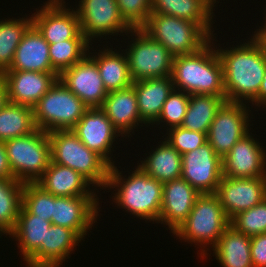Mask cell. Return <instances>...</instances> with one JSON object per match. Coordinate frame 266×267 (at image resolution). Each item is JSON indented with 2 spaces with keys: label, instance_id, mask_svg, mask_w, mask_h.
<instances>
[{
  "label": "cell",
  "instance_id": "1",
  "mask_svg": "<svg viewBox=\"0 0 266 267\" xmlns=\"http://www.w3.org/2000/svg\"><path fill=\"white\" fill-rule=\"evenodd\" d=\"M236 46L216 50L223 66V85L227 102L249 105L259 94L266 61L261 47L251 36ZM245 101V102H244ZM249 102V103H248Z\"/></svg>",
  "mask_w": 266,
  "mask_h": 267
},
{
  "label": "cell",
  "instance_id": "2",
  "mask_svg": "<svg viewBox=\"0 0 266 267\" xmlns=\"http://www.w3.org/2000/svg\"><path fill=\"white\" fill-rule=\"evenodd\" d=\"M214 37L194 54L174 56L171 73L174 89L189 95L225 96L223 66Z\"/></svg>",
  "mask_w": 266,
  "mask_h": 267
},
{
  "label": "cell",
  "instance_id": "3",
  "mask_svg": "<svg viewBox=\"0 0 266 267\" xmlns=\"http://www.w3.org/2000/svg\"><path fill=\"white\" fill-rule=\"evenodd\" d=\"M123 171L117 166H110L109 177L105 189L116 190L112 200L117 207L123 208L130 215H133L145 222H156L158 224L161 205L163 183L151 178L138 166L128 178L122 175ZM123 176V177H122Z\"/></svg>",
  "mask_w": 266,
  "mask_h": 267
},
{
  "label": "cell",
  "instance_id": "4",
  "mask_svg": "<svg viewBox=\"0 0 266 267\" xmlns=\"http://www.w3.org/2000/svg\"><path fill=\"white\" fill-rule=\"evenodd\" d=\"M230 225L218 197L215 194H200L187 219L177 228L173 236L185 242L200 246V256L206 258V248L211 249ZM208 245V246H207ZM212 245V246H211Z\"/></svg>",
  "mask_w": 266,
  "mask_h": 267
},
{
  "label": "cell",
  "instance_id": "5",
  "mask_svg": "<svg viewBox=\"0 0 266 267\" xmlns=\"http://www.w3.org/2000/svg\"><path fill=\"white\" fill-rule=\"evenodd\" d=\"M48 136L51 162L70 167L94 187L105 189L110 165L100 155L87 148L71 130H55Z\"/></svg>",
  "mask_w": 266,
  "mask_h": 267
},
{
  "label": "cell",
  "instance_id": "6",
  "mask_svg": "<svg viewBox=\"0 0 266 267\" xmlns=\"http://www.w3.org/2000/svg\"><path fill=\"white\" fill-rule=\"evenodd\" d=\"M140 29L173 56L194 54L211 38L197 23L160 13H151Z\"/></svg>",
  "mask_w": 266,
  "mask_h": 267
},
{
  "label": "cell",
  "instance_id": "7",
  "mask_svg": "<svg viewBox=\"0 0 266 267\" xmlns=\"http://www.w3.org/2000/svg\"><path fill=\"white\" fill-rule=\"evenodd\" d=\"M11 171L15 180L36 183L51 163V147L48 133L34 132L4 142Z\"/></svg>",
  "mask_w": 266,
  "mask_h": 267
},
{
  "label": "cell",
  "instance_id": "8",
  "mask_svg": "<svg viewBox=\"0 0 266 267\" xmlns=\"http://www.w3.org/2000/svg\"><path fill=\"white\" fill-rule=\"evenodd\" d=\"M88 107L59 79L33 107L37 129L47 133L71 130Z\"/></svg>",
  "mask_w": 266,
  "mask_h": 267
},
{
  "label": "cell",
  "instance_id": "9",
  "mask_svg": "<svg viewBox=\"0 0 266 267\" xmlns=\"http://www.w3.org/2000/svg\"><path fill=\"white\" fill-rule=\"evenodd\" d=\"M128 34L135 36L124 50L134 82L171 76L174 56L163 44L152 40L141 29H132Z\"/></svg>",
  "mask_w": 266,
  "mask_h": 267
},
{
  "label": "cell",
  "instance_id": "10",
  "mask_svg": "<svg viewBox=\"0 0 266 267\" xmlns=\"http://www.w3.org/2000/svg\"><path fill=\"white\" fill-rule=\"evenodd\" d=\"M76 6L82 34L92 43L94 38L128 33L133 29L121 16L116 0H80Z\"/></svg>",
  "mask_w": 266,
  "mask_h": 267
},
{
  "label": "cell",
  "instance_id": "11",
  "mask_svg": "<svg viewBox=\"0 0 266 267\" xmlns=\"http://www.w3.org/2000/svg\"><path fill=\"white\" fill-rule=\"evenodd\" d=\"M249 108V105L247 106L245 103L225 101L217 110L207 139L211 148L221 159L250 132L251 124L249 122L252 117Z\"/></svg>",
  "mask_w": 266,
  "mask_h": 267
},
{
  "label": "cell",
  "instance_id": "12",
  "mask_svg": "<svg viewBox=\"0 0 266 267\" xmlns=\"http://www.w3.org/2000/svg\"><path fill=\"white\" fill-rule=\"evenodd\" d=\"M66 4L65 0H47L32 14V24L49 44L66 40H88L81 32L75 9L66 7Z\"/></svg>",
  "mask_w": 266,
  "mask_h": 267
},
{
  "label": "cell",
  "instance_id": "13",
  "mask_svg": "<svg viewBox=\"0 0 266 267\" xmlns=\"http://www.w3.org/2000/svg\"><path fill=\"white\" fill-rule=\"evenodd\" d=\"M181 177L200 194H215L222 179V159L207 142L182 155Z\"/></svg>",
  "mask_w": 266,
  "mask_h": 267
},
{
  "label": "cell",
  "instance_id": "14",
  "mask_svg": "<svg viewBox=\"0 0 266 267\" xmlns=\"http://www.w3.org/2000/svg\"><path fill=\"white\" fill-rule=\"evenodd\" d=\"M71 131L87 148L100 155L110 166L115 165V161L109 155L113 153V143L121 134L101 108H88Z\"/></svg>",
  "mask_w": 266,
  "mask_h": 267
},
{
  "label": "cell",
  "instance_id": "15",
  "mask_svg": "<svg viewBox=\"0 0 266 267\" xmlns=\"http://www.w3.org/2000/svg\"><path fill=\"white\" fill-rule=\"evenodd\" d=\"M58 79L88 108H101L108 95L98 66L88 54L72 67L63 70Z\"/></svg>",
  "mask_w": 266,
  "mask_h": 267
},
{
  "label": "cell",
  "instance_id": "16",
  "mask_svg": "<svg viewBox=\"0 0 266 267\" xmlns=\"http://www.w3.org/2000/svg\"><path fill=\"white\" fill-rule=\"evenodd\" d=\"M215 195L229 219L266 198V177L230 178L222 176Z\"/></svg>",
  "mask_w": 266,
  "mask_h": 267
},
{
  "label": "cell",
  "instance_id": "17",
  "mask_svg": "<svg viewBox=\"0 0 266 267\" xmlns=\"http://www.w3.org/2000/svg\"><path fill=\"white\" fill-rule=\"evenodd\" d=\"M98 200V201H97ZM98 196L63 197L53 195L51 223L74 230L82 239L99 216ZM91 228V229H90Z\"/></svg>",
  "mask_w": 266,
  "mask_h": 267
},
{
  "label": "cell",
  "instance_id": "18",
  "mask_svg": "<svg viewBox=\"0 0 266 267\" xmlns=\"http://www.w3.org/2000/svg\"><path fill=\"white\" fill-rule=\"evenodd\" d=\"M251 132L240 139L222 158V176L266 177V150Z\"/></svg>",
  "mask_w": 266,
  "mask_h": 267
},
{
  "label": "cell",
  "instance_id": "19",
  "mask_svg": "<svg viewBox=\"0 0 266 267\" xmlns=\"http://www.w3.org/2000/svg\"><path fill=\"white\" fill-rule=\"evenodd\" d=\"M9 102L34 107L58 80V72L5 70L1 73Z\"/></svg>",
  "mask_w": 266,
  "mask_h": 267
},
{
  "label": "cell",
  "instance_id": "20",
  "mask_svg": "<svg viewBox=\"0 0 266 267\" xmlns=\"http://www.w3.org/2000/svg\"><path fill=\"white\" fill-rule=\"evenodd\" d=\"M200 193L182 177L163 183L162 205L158 223L168 225L170 233L187 219Z\"/></svg>",
  "mask_w": 266,
  "mask_h": 267
},
{
  "label": "cell",
  "instance_id": "21",
  "mask_svg": "<svg viewBox=\"0 0 266 267\" xmlns=\"http://www.w3.org/2000/svg\"><path fill=\"white\" fill-rule=\"evenodd\" d=\"M101 109L119 131L121 138L132 137L131 132L135 133L134 129H138V126L148 127L139 115L137 97L132 85L125 89L108 92Z\"/></svg>",
  "mask_w": 266,
  "mask_h": 267
},
{
  "label": "cell",
  "instance_id": "22",
  "mask_svg": "<svg viewBox=\"0 0 266 267\" xmlns=\"http://www.w3.org/2000/svg\"><path fill=\"white\" fill-rule=\"evenodd\" d=\"M7 70L57 72L51 65L49 43L33 24L24 33Z\"/></svg>",
  "mask_w": 266,
  "mask_h": 267
},
{
  "label": "cell",
  "instance_id": "23",
  "mask_svg": "<svg viewBox=\"0 0 266 267\" xmlns=\"http://www.w3.org/2000/svg\"><path fill=\"white\" fill-rule=\"evenodd\" d=\"M36 183L54 196H97V187L90 188L93 185L79 172L53 162Z\"/></svg>",
  "mask_w": 266,
  "mask_h": 267
},
{
  "label": "cell",
  "instance_id": "24",
  "mask_svg": "<svg viewBox=\"0 0 266 267\" xmlns=\"http://www.w3.org/2000/svg\"><path fill=\"white\" fill-rule=\"evenodd\" d=\"M141 119L152 125L160 116L168 95L174 89L171 76L148 78L133 82Z\"/></svg>",
  "mask_w": 266,
  "mask_h": 267
},
{
  "label": "cell",
  "instance_id": "25",
  "mask_svg": "<svg viewBox=\"0 0 266 267\" xmlns=\"http://www.w3.org/2000/svg\"><path fill=\"white\" fill-rule=\"evenodd\" d=\"M107 46L97 52L88 51V55L96 62L98 71L107 92L130 87L133 80L130 76L128 61L125 53L120 50L113 51ZM91 54V55H90ZM93 54V55H92Z\"/></svg>",
  "mask_w": 266,
  "mask_h": 267
},
{
  "label": "cell",
  "instance_id": "26",
  "mask_svg": "<svg viewBox=\"0 0 266 267\" xmlns=\"http://www.w3.org/2000/svg\"><path fill=\"white\" fill-rule=\"evenodd\" d=\"M83 239L72 229L51 224L47 229L45 243L25 263L62 264Z\"/></svg>",
  "mask_w": 266,
  "mask_h": 267
},
{
  "label": "cell",
  "instance_id": "27",
  "mask_svg": "<svg viewBox=\"0 0 266 267\" xmlns=\"http://www.w3.org/2000/svg\"><path fill=\"white\" fill-rule=\"evenodd\" d=\"M51 222L31 214L23 205L19 211L16 225L9 234L14 238L23 256V261H28L45 243L47 229Z\"/></svg>",
  "mask_w": 266,
  "mask_h": 267
},
{
  "label": "cell",
  "instance_id": "28",
  "mask_svg": "<svg viewBox=\"0 0 266 267\" xmlns=\"http://www.w3.org/2000/svg\"><path fill=\"white\" fill-rule=\"evenodd\" d=\"M160 143V144H159ZM149 156L137 163L138 167L151 178L161 183L181 177L182 155L165 139L158 146L151 148Z\"/></svg>",
  "mask_w": 266,
  "mask_h": 267
},
{
  "label": "cell",
  "instance_id": "29",
  "mask_svg": "<svg viewBox=\"0 0 266 267\" xmlns=\"http://www.w3.org/2000/svg\"><path fill=\"white\" fill-rule=\"evenodd\" d=\"M151 13L171 15L197 23L213 37V10L202 0H152Z\"/></svg>",
  "mask_w": 266,
  "mask_h": 267
},
{
  "label": "cell",
  "instance_id": "30",
  "mask_svg": "<svg viewBox=\"0 0 266 267\" xmlns=\"http://www.w3.org/2000/svg\"><path fill=\"white\" fill-rule=\"evenodd\" d=\"M250 244L251 237L229 225L212 251L222 267H253Z\"/></svg>",
  "mask_w": 266,
  "mask_h": 267
},
{
  "label": "cell",
  "instance_id": "31",
  "mask_svg": "<svg viewBox=\"0 0 266 267\" xmlns=\"http://www.w3.org/2000/svg\"><path fill=\"white\" fill-rule=\"evenodd\" d=\"M226 101L225 96L190 95L186 114L181 127L208 134L217 110Z\"/></svg>",
  "mask_w": 266,
  "mask_h": 267
},
{
  "label": "cell",
  "instance_id": "32",
  "mask_svg": "<svg viewBox=\"0 0 266 267\" xmlns=\"http://www.w3.org/2000/svg\"><path fill=\"white\" fill-rule=\"evenodd\" d=\"M36 129L32 107L8 101L0 110V142L28 135Z\"/></svg>",
  "mask_w": 266,
  "mask_h": 267
},
{
  "label": "cell",
  "instance_id": "33",
  "mask_svg": "<svg viewBox=\"0 0 266 267\" xmlns=\"http://www.w3.org/2000/svg\"><path fill=\"white\" fill-rule=\"evenodd\" d=\"M25 17L0 19V74L11 66L16 48L32 25V15Z\"/></svg>",
  "mask_w": 266,
  "mask_h": 267
},
{
  "label": "cell",
  "instance_id": "34",
  "mask_svg": "<svg viewBox=\"0 0 266 267\" xmlns=\"http://www.w3.org/2000/svg\"><path fill=\"white\" fill-rule=\"evenodd\" d=\"M22 182L0 179V226L8 233L13 231L22 206Z\"/></svg>",
  "mask_w": 266,
  "mask_h": 267
},
{
  "label": "cell",
  "instance_id": "35",
  "mask_svg": "<svg viewBox=\"0 0 266 267\" xmlns=\"http://www.w3.org/2000/svg\"><path fill=\"white\" fill-rule=\"evenodd\" d=\"M89 40H66L49 44V56L52 67L60 74L81 61L92 49Z\"/></svg>",
  "mask_w": 266,
  "mask_h": 267
},
{
  "label": "cell",
  "instance_id": "36",
  "mask_svg": "<svg viewBox=\"0 0 266 267\" xmlns=\"http://www.w3.org/2000/svg\"><path fill=\"white\" fill-rule=\"evenodd\" d=\"M230 225L249 237L266 233V198L254 207L236 214L230 219Z\"/></svg>",
  "mask_w": 266,
  "mask_h": 267
},
{
  "label": "cell",
  "instance_id": "37",
  "mask_svg": "<svg viewBox=\"0 0 266 267\" xmlns=\"http://www.w3.org/2000/svg\"><path fill=\"white\" fill-rule=\"evenodd\" d=\"M22 205L33 215L51 222L53 195L37 183H24Z\"/></svg>",
  "mask_w": 266,
  "mask_h": 267
},
{
  "label": "cell",
  "instance_id": "38",
  "mask_svg": "<svg viewBox=\"0 0 266 267\" xmlns=\"http://www.w3.org/2000/svg\"><path fill=\"white\" fill-rule=\"evenodd\" d=\"M190 95L184 91L173 89L172 92L168 95L167 100L165 101L162 111L158 119L152 124L158 125L159 128L166 127V129L181 126L184 116L187 111ZM161 123V124H160Z\"/></svg>",
  "mask_w": 266,
  "mask_h": 267
},
{
  "label": "cell",
  "instance_id": "39",
  "mask_svg": "<svg viewBox=\"0 0 266 267\" xmlns=\"http://www.w3.org/2000/svg\"><path fill=\"white\" fill-rule=\"evenodd\" d=\"M168 136H165L167 141L173 148H175L181 155L193 151L198 147L208 142L207 134L187 130L181 126L166 129Z\"/></svg>",
  "mask_w": 266,
  "mask_h": 267
},
{
  "label": "cell",
  "instance_id": "40",
  "mask_svg": "<svg viewBox=\"0 0 266 267\" xmlns=\"http://www.w3.org/2000/svg\"><path fill=\"white\" fill-rule=\"evenodd\" d=\"M121 16L133 28L140 29L151 14L152 0H116Z\"/></svg>",
  "mask_w": 266,
  "mask_h": 267
},
{
  "label": "cell",
  "instance_id": "41",
  "mask_svg": "<svg viewBox=\"0 0 266 267\" xmlns=\"http://www.w3.org/2000/svg\"><path fill=\"white\" fill-rule=\"evenodd\" d=\"M250 253L253 267H266V233L251 237Z\"/></svg>",
  "mask_w": 266,
  "mask_h": 267
},
{
  "label": "cell",
  "instance_id": "42",
  "mask_svg": "<svg viewBox=\"0 0 266 267\" xmlns=\"http://www.w3.org/2000/svg\"><path fill=\"white\" fill-rule=\"evenodd\" d=\"M0 179L15 180L3 142H0Z\"/></svg>",
  "mask_w": 266,
  "mask_h": 267
},
{
  "label": "cell",
  "instance_id": "43",
  "mask_svg": "<svg viewBox=\"0 0 266 267\" xmlns=\"http://www.w3.org/2000/svg\"><path fill=\"white\" fill-rule=\"evenodd\" d=\"M251 105H256L258 107H262V109L266 107V70L264 73L263 81L261 84V87L259 89V94L258 96L251 102ZM265 106V107H264Z\"/></svg>",
  "mask_w": 266,
  "mask_h": 267
},
{
  "label": "cell",
  "instance_id": "44",
  "mask_svg": "<svg viewBox=\"0 0 266 267\" xmlns=\"http://www.w3.org/2000/svg\"><path fill=\"white\" fill-rule=\"evenodd\" d=\"M8 102L7 87L4 78L0 74V110Z\"/></svg>",
  "mask_w": 266,
  "mask_h": 267
},
{
  "label": "cell",
  "instance_id": "45",
  "mask_svg": "<svg viewBox=\"0 0 266 267\" xmlns=\"http://www.w3.org/2000/svg\"><path fill=\"white\" fill-rule=\"evenodd\" d=\"M258 45L261 47L266 61V35H252Z\"/></svg>",
  "mask_w": 266,
  "mask_h": 267
},
{
  "label": "cell",
  "instance_id": "46",
  "mask_svg": "<svg viewBox=\"0 0 266 267\" xmlns=\"http://www.w3.org/2000/svg\"><path fill=\"white\" fill-rule=\"evenodd\" d=\"M62 264L52 263H26L25 267H61Z\"/></svg>",
  "mask_w": 266,
  "mask_h": 267
},
{
  "label": "cell",
  "instance_id": "47",
  "mask_svg": "<svg viewBox=\"0 0 266 267\" xmlns=\"http://www.w3.org/2000/svg\"><path fill=\"white\" fill-rule=\"evenodd\" d=\"M265 17H266V13H265ZM264 20H265L264 24L260 26L259 29H256V31H254V34L252 35H266V18Z\"/></svg>",
  "mask_w": 266,
  "mask_h": 267
},
{
  "label": "cell",
  "instance_id": "48",
  "mask_svg": "<svg viewBox=\"0 0 266 267\" xmlns=\"http://www.w3.org/2000/svg\"><path fill=\"white\" fill-rule=\"evenodd\" d=\"M205 4H207L213 11L214 7L216 6V2L219 3L217 0H202Z\"/></svg>",
  "mask_w": 266,
  "mask_h": 267
},
{
  "label": "cell",
  "instance_id": "49",
  "mask_svg": "<svg viewBox=\"0 0 266 267\" xmlns=\"http://www.w3.org/2000/svg\"><path fill=\"white\" fill-rule=\"evenodd\" d=\"M7 235L8 236V233L0 226V238L2 235Z\"/></svg>",
  "mask_w": 266,
  "mask_h": 267
}]
</instances>
